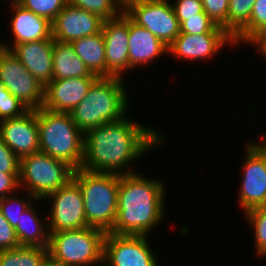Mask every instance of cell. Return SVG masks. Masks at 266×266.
Instances as JSON below:
<instances>
[{
    "label": "cell",
    "mask_w": 266,
    "mask_h": 266,
    "mask_svg": "<svg viewBox=\"0 0 266 266\" xmlns=\"http://www.w3.org/2000/svg\"><path fill=\"white\" fill-rule=\"evenodd\" d=\"M144 125L126 115L116 122L89 129L84 134L81 169L119 175L137 172L134 162L166 142L164 135H160L163 133Z\"/></svg>",
    "instance_id": "obj_1"
},
{
    "label": "cell",
    "mask_w": 266,
    "mask_h": 266,
    "mask_svg": "<svg viewBox=\"0 0 266 266\" xmlns=\"http://www.w3.org/2000/svg\"><path fill=\"white\" fill-rule=\"evenodd\" d=\"M166 189L163 180L141 172L120 175L117 217L109 233L149 236L165 219Z\"/></svg>",
    "instance_id": "obj_2"
},
{
    "label": "cell",
    "mask_w": 266,
    "mask_h": 266,
    "mask_svg": "<svg viewBox=\"0 0 266 266\" xmlns=\"http://www.w3.org/2000/svg\"><path fill=\"white\" fill-rule=\"evenodd\" d=\"M125 87L121 78L99 77L69 113L73 122L85 134L91 128L125 117L130 104Z\"/></svg>",
    "instance_id": "obj_3"
},
{
    "label": "cell",
    "mask_w": 266,
    "mask_h": 266,
    "mask_svg": "<svg viewBox=\"0 0 266 266\" xmlns=\"http://www.w3.org/2000/svg\"><path fill=\"white\" fill-rule=\"evenodd\" d=\"M40 152L80 169L84 156V133L69 113L36 109Z\"/></svg>",
    "instance_id": "obj_4"
},
{
    "label": "cell",
    "mask_w": 266,
    "mask_h": 266,
    "mask_svg": "<svg viewBox=\"0 0 266 266\" xmlns=\"http://www.w3.org/2000/svg\"><path fill=\"white\" fill-rule=\"evenodd\" d=\"M73 179L82 192L89 227L109 233L117 217L120 175L75 169Z\"/></svg>",
    "instance_id": "obj_5"
},
{
    "label": "cell",
    "mask_w": 266,
    "mask_h": 266,
    "mask_svg": "<svg viewBox=\"0 0 266 266\" xmlns=\"http://www.w3.org/2000/svg\"><path fill=\"white\" fill-rule=\"evenodd\" d=\"M49 259L66 266L103 265V243L106 233L86 227L49 233Z\"/></svg>",
    "instance_id": "obj_6"
},
{
    "label": "cell",
    "mask_w": 266,
    "mask_h": 266,
    "mask_svg": "<svg viewBox=\"0 0 266 266\" xmlns=\"http://www.w3.org/2000/svg\"><path fill=\"white\" fill-rule=\"evenodd\" d=\"M74 170L67 162L39 151L20 159L19 187L43 201L73 179Z\"/></svg>",
    "instance_id": "obj_7"
},
{
    "label": "cell",
    "mask_w": 266,
    "mask_h": 266,
    "mask_svg": "<svg viewBox=\"0 0 266 266\" xmlns=\"http://www.w3.org/2000/svg\"><path fill=\"white\" fill-rule=\"evenodd\" d=\"M46 199L50 208L47 215L49 233L89 227L85 217L82 192L74 179L43 200Z\"/></svg>",
    "instance_id": "obj_8"
},
{
    "label": "cell",
    "mask_w": 266,
    "mask_h": 266,
    "mask_svg": "<svg viewBox=\"0 0 266 266\" xmlns=\"http://www.w3.org/2000/svg\"><path fill=\"white\" fill-rule=\"evenodd\" d=\"M123 12L137 25L146 28L166 46L181 33L170 0H142L130 3Z\"/></svg>",
    "instance_id": "obj_9"
},
{
    "label": "cell",
    "mask_w": 266,
    "mask_h": 266,
    "mask_svg": "<svg viewBox=\"0 0 266 266\" xmlns=\"http://www.w3.org/2000/svg\"><path fill=\"white\" fill-rule=\"evenodd\" d=\"M0 82L30 110L42 107L44 86L10 50L2 47H0Z\"/></svg>",
    "instance_id": "obj_10"
},
{
    "label": "cell",
    "mask_w": 266,
    "mask_h": 266,
    "mask_svg": "<svg viewBox=\"0 0 266 266\" xmlns=\"http://www.w3.org/2000/svg\"><path fill=\"white\" fill-rule=\"evenodd\" d=\"M147 237L106 233L102 266H160Z\"/></svg>",
    "instance_id": "obj_11"
},
{
    "label": "cell",
    "mask_w": 266,
    "mask_h": 266,
    "mask_svg": "<svg viewBox=\"0 0 266 266\" xmlns=\"http://www.w3.org/2000/svg\"><path fill=\"white\" fill-rule=\"evenodd\" d=\"M245 147L242 183L238 190V203L244 213L266 205V156L253 142Z\"/></svg>",
    "instance_id": "obj_12"
},
{
    "label": "cell",
    "mask_w": 266,
    "mask_h": 266,
    "mask_svg": "<svg viewBox=\"0 0 266 266\" xmlns=\"http://www.w3.org/2000/svg\"><path fill=\"white\" fill-rule=\"evenodd\" d=\"M106 50V77L123 79L129 71V17L123 12L112 20H104L101 27ZM125 72V73H124Z\"/></svg>",
    "instance_id": "obj_13"
},
{
    "label": "cell",
    "mask_w": 266,
    "mask_h": 266,
    "mask_svg": "<svg viewBox=\"0 0 266 266\" xmlns=\"http://www.w3.org/2000/svg\"><path fill=\"white\" fill-rule=\"evenodd\" d=\"M225 45L236 46L228 33H180L168 46V54L181 61L201 62L213 58L212 56L215 58Z\"/></svg>",
    "instance_id": "obj_14"
},
{
    "label": "cell",
    "mask_w": 266,
    "mask_h": 266,
    "mask_svg": "<svg viewBox=\"0 0 266 266\" xmlns=\"http://www.w3.org/2000/svg\"><path fill=\"white\" fill-rule=\"evenodd\" d=\"M0 138L21 159L40 151L36 110L0 121Z\"/></svg>",
    "instance_id": "obj_15"
},
{
    "label": "cell",
    "mask_w": 266,
    "mask_h": 266,
    "mask_svg": "<svg viewBox=\"0 0 266 266\" xmlns=\"http://www.w3.org/2000/svg\"><path fill=\"white\" fill-rule=\"evenodd\" d=\"M97 14L67 4L51 22L52 37L60 42H69L99 33L103 24Z\"/></svg>",
    "instance_id": "obj_16"
},
{
    "label": "cell",
    "mask_w": 266,
    "mask_h": 266,
    "mask_svg": "<svg viewBox=\"0 0 266 266\" xmlns=\"http://www.w3.org/2000/svg\"><path fill=\"white\" fill-rule=\"evenodd\" d=\"M98 78H65L52 80L44 87L42 107L54 111L70 113L86 96Z\"/></svg>",
    "instance_id": "obj_17"
},
{
    "label": "cell",
    "mask_w": 266,
    "mask_h": 266,
    "mask_svg": "<svg viewBox=\"0 0 266 266\" xmlns=\"http://www.w3.org/2000/svg\"><path fill=\"white\" fill-rule=\"evenodd\" d=\"M11 9L14 15L10 20L12 31L11 45L0 41V47L10 50L14 45L41 41L49 39L52 36L51 22L31 10L24 8L17 1H10Z\"/></svg>",
    "instance_id": "obj_18"
},
{
    "label": "cell",
    "mask_w": 266,
    "mask_h": 266,
    "mask_svg": "<svg viewBox=\"0 0 266 266\" xmlns=\"http://www.w3.org/2000/svg\"><path fill=\"white\" fill-rule=\"evenodd\" d=\"M53 43L54 39L51 36L41 41L17 44L10 49L44 87L52 81Z\"/></svg>",
    "instance_id": "obj_19"
},
{
    "label": "cell",
    "mask_w": 266,
    "mask_h": 266,
    "mask_svg": "<svg viewBox=\"0 0 266 266\" xmlns=\"http://www.w3.org/2000/svg\"><path fill=\"white\" fill-rule=\"evenodd\" d=\"M129 70L147 66L161 55L168 53V46L149 30L134 23L129 18Z\"/></svg>",
    "instance_id": "obj_20"
},
{
    "label": "cell",
    "mask_w": 266,
    "mask_h": 266,
    "mask_svg": "<svg viewBox=\"0 0 266 266\" xmlns=\"http://www.w3.org/2000/svg\"><path fill=\"white\" fill-rule=\"evenodd\" d=\"M37 199L27 210H25L19 218V224L15 228V233L20 246L48 248L49 246V230L47 217L38 216L36 202ZM35 207H34V206Z\"/></svg>",
    "instance_id": "obj_21"
},
{
    "label": "cell",
    "mask_w": 266,
    "mask_h": 266,
    "mask_svg": "<svg viewBox=\"0 0 266 266\" xmlns=\"http://www.w3.org/2000/svg\"><path fill=\"white\" fill-rule=\"evenodd\" d=\"M65 78H99L91 73L86 64L75 53L69 42L54 40L52 80Z\"/></svg>",
    "instance_id": "obj_22"
},
{
    "label": "cell",
    "mask_w": 266,
    "mask_h": 266,
    "mask_svg": "<svg viewBox=\"0 0 266 266\" xmlns=\"http://www.w3.org/2000/svg\"><path fill=\"white\" fill-rule=\"evenodd\" d=\"M71 44L92 74L106 77V50L102 31L76 39Z\"/></svg>",
    "instance_id": "obj_23"
},
{
    "label": "cell",
    "mask_w": 266,
    "mask_h": 266,
    "mask_svg": "<svg viewBox=\"0 0 266 266\" xmlns=\"http://www.w3.org/2000/svg\"><path fill=\"white\" fill-rule=\"evenodd\" d=\"M48 259V248L20 246L0 250V266H44Z\"/></svg>",
    "instance_id": "obj_24"
},
{
    "label": "cell",
    "mask_w": 266,
    "mask_h": 266,
    "mask_svg": "<svg viewBox=\"0 0 266 266\" xmlns=\"http://www.w3.org/2000/svg\"><path fill=\"white\" fill-rule=\"evenodd\" d=\"M266 31V0H256L248 24L233 38L235 45L251 44Z\"/></svg>",
    "instance_id": "obj_25"
},
{
    "label": "cell",
    "mask_w": 266,
    "mask_h": 266,
    "mask_svg": "<svg viewBox=\"0 0 266 266\" xmlns=\"http://www.w3.org/2000/svg\"><path fill=\"white\" fill-rule=\"evenodd\" d=\"M256 0H229L228 23L224 30L234 38L250 21Z\"/></svg>",
    "instance_id": "obj_26"
},
{
    "label": "cell",
    "mask_w": 266,
    "mask_h": 266,
    "mask_svg": "<svg viewBox=\"0 0 266 266\" xmlns=\"http://www.w3.org/2000/svg\"><path fill=\"white\" fill-rule=\"evenodd\" d=\"M244 216L254 232L256 256L266 257V205L251 209Z\"/></svg>",
    "instance_id": "obj_27"
},
{
    "label": "cell",
    "mask_w": 266,
    "mask_h": 266,
    "mask_svg": "<svg viewBox=\"0 0 266 266\" xmlns=\"http://www.w3.org/2000/svg\"><path fill=\"white\" fill-rule=\"evenodd\" d=\"M16 194L0 198V211L14 229L19 224L21 214L37 200L29 193H25L28 196H21V198Z\"/></svg>",
    "instance_id": "obj_28"
},
{
    "label": "cell",
    "mask_w": 266,
    "mask_h": 266,
    "mask_svg": "<svg viewBox=\"0 0 266 266\" xmlns=\"http://www.w3.org/2000/svg\"><path fill=\"white\" fill-rule=\"evenodd\" d=\"M68 3L97 14L103 20H112L123 13L119 0H68Z\"/></svg>",
    "instance_id": "obj_29"
},
{
    "label": "cell",
    "mask_w": 266,
    "mask_h": 266,
    "mask_svg": "<svg viewBox=\"0 0 266 266\" xmlns=\"http://www.w3.org/2000/svg\"><path fill=\"white\" fill-rule=\"evenodd\" d=\"M24 8L52 22L68 4V0H17Z\"/></svg>",
    "instance_id": "obj_30"
},
{
    "label": "cell",
    "mask_w": 266,
    "mask_h": 266,
    "mask_svg": "<svg viewBox=\"0 0 266 266\" xmlns=\"http://www.w3.org/2000/svg\"><path fill=\"white\" fill-rule=\"evenodd\" d=\"M181 33H227L224 28L217 26L209 17H192L180 24Z\"/></svg>",
    "instance_id": "obj_31"
},
{
    "label": "cell",
    "mask_w": 266,
    "mask_h": 266,
    "mask_svg": "<svg viewBox=\"0 0 266 266\" xmlns=\"http://www.w3.org/2000/svg\"><path fill=\"white\" fill-rule=\"evenodd\" d=\"M171 5L180 24L192 17H209L203 11L201 0H174Z\"/></svg>",
    "instance_id": "obj_32"
},
{
    "label": "cell",
    "mask_w": 266,
    "mask_h": 266,
    "mask_svg": "<svg viewBox=\"0 0 266 266\" xmlns=\"http://www.w3.org/2000/svg\"><path fill=\"white\" fill-rule=\"evenodd\" d=\"M203 11L220 27L228 23L229 0H201Z\"/></svg>",
    "instance_id": "obj_33"
},
{
    "label": "cell",
    "mask_w": 266,
    "mask_h": 266,
    "mask_svg": "<svg viewBox=\"0 0 266 266\" xmlns=\"http://www.w3.org/2000/svg\"><path fill=\"white\" fill-rule=\"evenodd\" d=\"M30 109L12 94L0 102V121L24 115Z\"/></svg>",
    "instance_id": "obj_34"
},
{
    "label": "cell",
    "mask_w": 266,
    "mask_h": 266,
    "mask_svg": "<svg viewBox=\"0 0 266 266\" xmlns=\"http://www.w3.org/2000/svg\"><path fill=\"white\" fill-rule=\"evenodd\" d=\"M20 159L0 138V172L19 174Z\"/></svg>",
    "instance_id": "obj_35"
},
{
    "label": "cell",
    "mask_w": 266,
    "mask_h": 266,
    "mask_svg": "<svg viewBox=\"0 0 266 266\" xmlns=\"http://www.w3.org/2000/svg\"><path fill=\"white\" fill-rule=\"evenodd\" d=\"M20 247L15 229L4 218L0 211V250Z\"/></svg>",
    "instance_id": "obj_36"
},
{
    "label": "cell",
    "mask_w": 266,
    "mask_h": 266,
    "mask_svg": "<svg viewBox=\"0 0 266 266\" xmlns=\"http://www.w3.org/2000/svg\"><path fill=\"white\" fill-rule=\"evenodd\" d=\"M19 187V174H8L0 172V198L18 193Z\"/></svg>",
    "instance_id": "obj_37"
},
{
    "label": "cell",
    "mask_w": 266,
    "mask_h": 266,
    "mask_svg": "<svg viewBox=\"0 0 266 266\" xmlns=\"http://www.w3.org/2000/svg\"><path fill=\"white\" fill-rule=\"evenodd\" d=\"M251 45L257 48L256 52H258L261 58H265L263 60H266V31L260 35Z\"/></svg>",
    "instance_id": "obj_38"
},
{
    "label": "cell",
    "mask_w": 266,
    "mask_h": 266,
    "mask_svg": "<svg viewBox=\"0 0 266 266\" xmlns=\"http://www.w3.org/2000/svg\"><path fill=\"white\" fill-rule=\"evenodd\" d=\"M260 140L255 142L256 140L252 141L266 156V135L264 133L260 134ZM263 140V141H262ZM259 142V143H258Z\"/></svg>",
    "instance_id": "obj_39"
},
{
    "label": "cell",
    "mask_w": 266,
    "mask_h": 266,
    "mask_svg": "<svg viewBox=\"0 0 266 266\" xmlns=\"http://www.w3.org/2000/svg\"><path fill=\"white\" fill-rule=\"evenodd\" d=\"M11 93L5 88V86L0 82V102L5 96H10Z\"/></svg>",
    "instance_id": "obj_40"
},
{
    "label": "cell",
    "mask_w": 266,
    "mask_h": 266,
    "mask_svg": "<svg viewBox=\"0 0 266 266\" xmlns=\"http://www.w3.org/2000/svg\"><path fill=\"white\" fill-rule=\"evenodd\" d=\"M136 1H142V0H119V3L121 5V7L124 9L126 6H128L130 3L132 2H136Z\"/></svg>",
    "instance_id": "obj_41"
},
{
    "label": "cell",
    "mask_w": 266,
    "mask_h": 266,
    "mask_svg": "<svg viewBox=\"0 0 266 266\" xmlns=\"http://www.w3.org/2000/svg\"><path fill=\"white\" fill-rule=\"evenodd\" d=\"M44 266H66V265L59 264L52 261L51 259H48L47 262L44 264Z\"/></svg>",
    "instance_id": "obj_42"
}]
</instances>
